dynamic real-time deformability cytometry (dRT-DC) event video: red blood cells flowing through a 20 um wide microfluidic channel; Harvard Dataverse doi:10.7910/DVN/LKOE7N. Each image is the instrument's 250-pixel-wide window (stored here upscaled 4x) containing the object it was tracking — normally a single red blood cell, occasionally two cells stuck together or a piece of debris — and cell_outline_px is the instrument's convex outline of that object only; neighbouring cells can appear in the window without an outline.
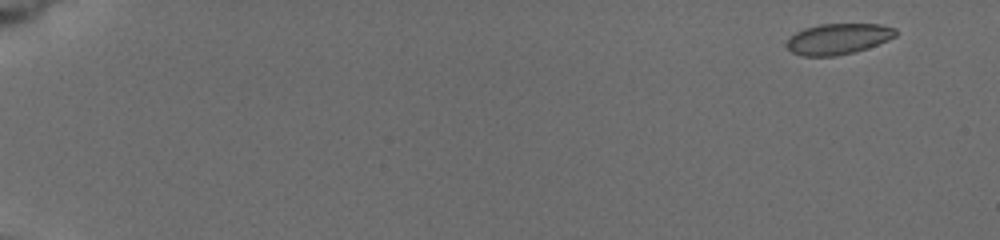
{"species": "common noctule bat (a hibernating species)", "species_latin": "Nyctalus noctula", "temperature_condition": "cold", "stored_images_in_passage": 7, "camera_frame_rate_fps": 3000, "um_per_image_px": 0.085, "animal": {"sex": "female", "body_mass_g": 19.5, "forearm_length_mm": 54.1}, "frame": {"image": 1, "passage_image": 1, "time_ms": 0.0, "image_size_px": [1000, 240], "cell_outline_px": [[896, 36], [888, 40], [868, 48], [836, 56], [804, 56], [792, 52], [784, 44], [796, 32], [804, 28], [820, 24], [880, 24], [896, 28]], "centroid_in_image_um": [71.25, 3.3], "position_along_channel_um": 13.8, "area_um2": 19.54}}
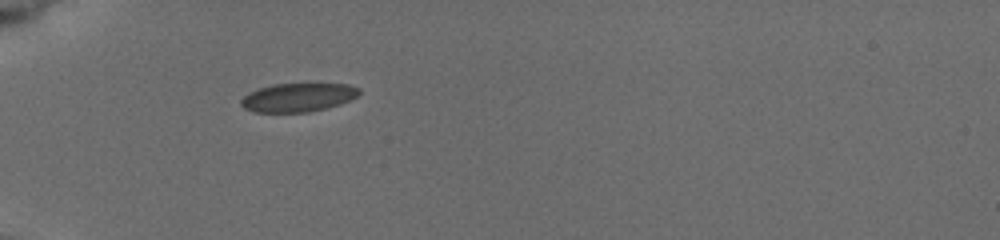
{"frame": {"image": 2, "passage_image": 6, "time_ms": 5.333, "image_size_px": [1000, 240], "cell_outline_px": [[360, 92], [356, 96], [340, 104], [308, 112], [252, 112], [244, 108], [240, 104], [240, 100], [244, 96], [260, 88], [272, 84], [348, 84], [360, 88]], "centroid_in_image_um": [25.31, 8.28], "position_along_channel_um": 59.7, "area_um2": 19.48}}